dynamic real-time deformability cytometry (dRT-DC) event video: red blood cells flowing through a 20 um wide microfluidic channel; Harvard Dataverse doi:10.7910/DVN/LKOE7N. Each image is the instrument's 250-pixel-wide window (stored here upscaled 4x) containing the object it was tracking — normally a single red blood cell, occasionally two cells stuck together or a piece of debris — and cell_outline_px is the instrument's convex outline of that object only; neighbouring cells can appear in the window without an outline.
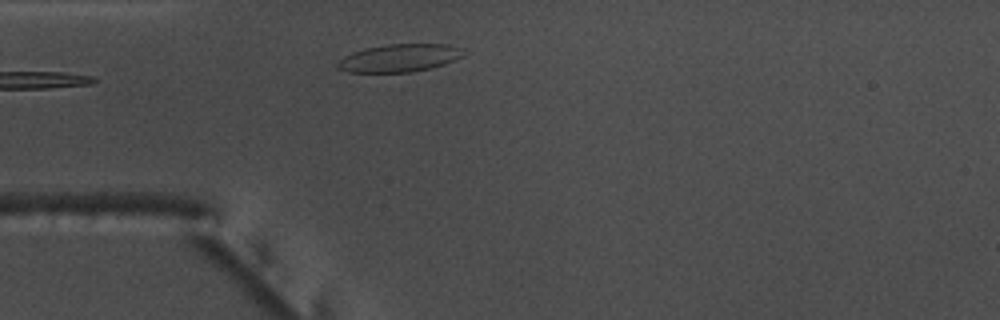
{"species": "common noctule bat (a hibernating species)", "species_latin": "Nyctalus noctula", "temperature_condition": "warm", "stored_images_in_passage": 25, "camera_frame_rate_fps": 3000, "um_per_image_px": 0.085, "animal": {"sex": "male", "body_mass_g": 17.5, "forearm_length_mm": 52.3}, "frame": {"image": 1, "passage_image": 1, "time_ms": 0.0, "image_size_px": [1000, 320], "cell_outline_px": [[464, 56], [444, 64], [432, 68], [412, 72], [348, 72], [336, 68], [336, 64], [344, 56], [352, 52], [364, 48], [388, 44], [448, 44], [460, 48]], "centroid_in_image_um": [33.92, 4.93], "position_along_channel_um": 51.1, "area_um2": 20.4}}